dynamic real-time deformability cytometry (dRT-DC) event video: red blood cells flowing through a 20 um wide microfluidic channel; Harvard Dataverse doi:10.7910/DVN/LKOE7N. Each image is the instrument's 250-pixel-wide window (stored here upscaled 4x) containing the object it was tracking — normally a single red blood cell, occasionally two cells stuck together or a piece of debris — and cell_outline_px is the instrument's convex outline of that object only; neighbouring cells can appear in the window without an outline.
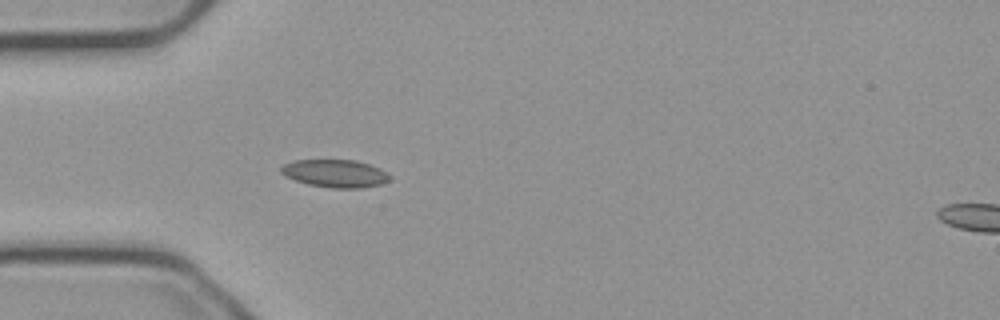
{"species": "common noctule bat (a hibernating species)", "species_latin": "Nyctalus noctula", "temperature_condition": "cold", "stored_images_in_passage": 25, "camera_frame_rate_fps": 3000, "um_per_image_px": 0.085, "animal": {"sex": "male", "body_mass_g": 23.1, "forearm_length_mm": 52.7}, "frame": {"image": 1, "passage_image": 7, "time_ms": 2.0, "image_size_px": [1000, 320], "cell_outline_px": [[392, 176], [388, 180], [380, 184], [364, 188], [328, 188], [308, 184], [296, 180], [280, 172], [280, 168], [284, 164], [292, 160], [356, 160], [380, 168], [388, 172]], "centroid_in_image_um": [28.52, 14.74], "position_along_channel_um": 56.5, "area_um2": 17.63}}
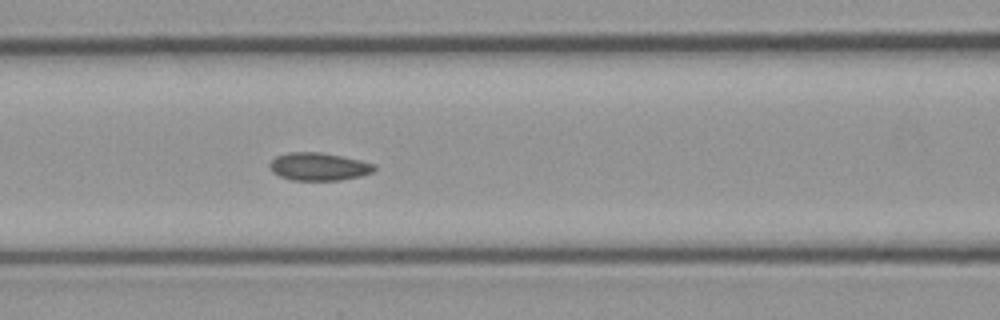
{"frame": {"image": 2, "passage_image": 14, "time_ms": 4.333, "image_size_px": [1000, 320], "cell_outline_px": [[376, 168], [372, 172], [360, 176], [340, 180], [292, 180], [280, 176], [272, 172], [268, 164], [276, 156], [288, 152], [320, 152], [360, 160], [376, 164]], "centroid_in_image_um": [27.08, 14.16], "position_along_channel_um": 139.5, "area_um2": 16.94}}
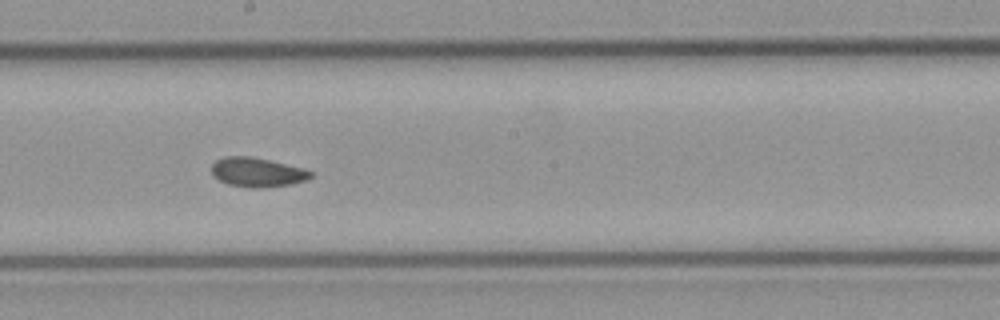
{"frame": {"image": 3, "passage_image": 21, "time_ms": 6.667, "image_size_px": [1000, 320], "cell_outline_px": [[312, 176], [304, 180], [292, 184], [264, 188], [248, 188], [228, 184], [212, 176], [212, 164], [216, 160], [224, 156], [252, 156], [304, 168], [312, 172]], "centroid_in_image_um": [21.84, 14.64], "position_along_channel_um": 226.4, "area_um2": 17.05}}